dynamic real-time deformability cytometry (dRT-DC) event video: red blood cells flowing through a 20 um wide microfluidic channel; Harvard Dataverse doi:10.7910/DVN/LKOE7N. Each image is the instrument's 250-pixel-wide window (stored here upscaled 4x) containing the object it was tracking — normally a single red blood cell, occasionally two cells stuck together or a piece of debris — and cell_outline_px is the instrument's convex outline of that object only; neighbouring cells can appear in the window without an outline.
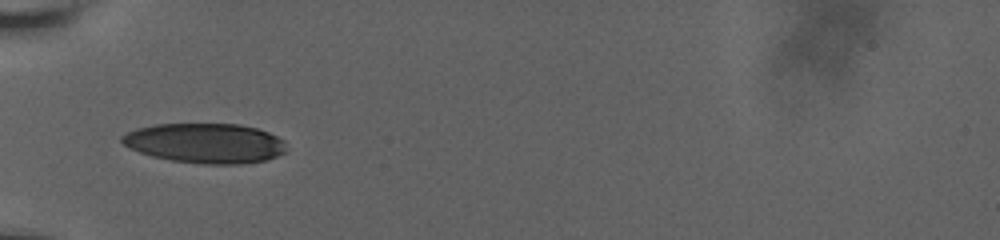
{"species": "human", "species_latin": "Homo sapiens", "temperature_condition": "room temperature", "stored_images_in_passage": 37, "camera_frame_rate_fps": 3000, "um_per_image_px": 0.085, "donor": {"sex": "male"}, "frame": {"image": 1, "passage_image": 1, "time_ms": 0.0, "image_size_px": [1000, 240], "cell_outline_px": [[284, 152], [276, 156], [264, 160], [240, 164], [204, 164], [172, 160], [152, 156], [140, 152], [124, 144], [120, 140], [120, 136], [136, 128], [156, 124], [240, 124], [256, 128], [268, 132], [284, 140]], "centroid_in_image_um": [17.43, 12.16], "position_along_channel_um": 67.6, "area_um2": 37.92}}
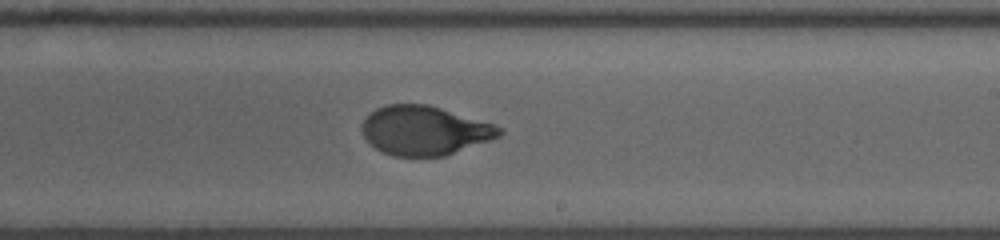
{"frame": {"image": 2, "passage_image": 16, "time_ms": 5.0, "image_size_px": [1000, 240], "cell_outline_px": [[504, 132], [500, 136], [444, 156], [392, 156], [376, 148], [364, 136], [364, 120], [376, 108], [384, 104], [428, 104], [496, 124], [504, 128]], "centroid_in_image_um": [36.14, 11.08], "position_along_channel_um": 252.9, "area_um2": 39.07}}
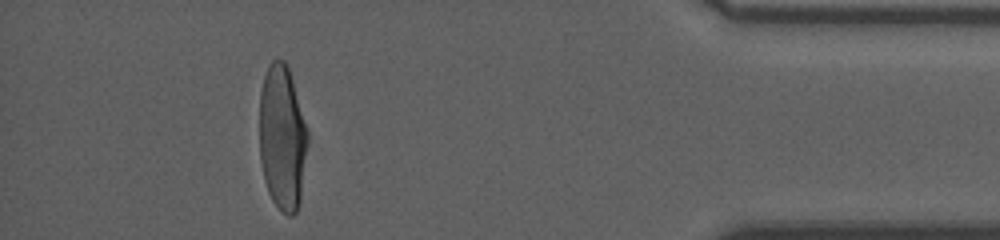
{"frame": {"image": 3, "passage_image": 32, "time_ms": 10.333, "image_size_px": [1000, 240], "cell_outline_px": [[308, 140], [300, 200], [296, 212], [292, 216], [288, 216], [272, 200], [268, 192], [264, 180], [260, 160], [260, 92], [264, 76], [268, 64], [272, 60], [284, 60], [288, 68], [292, 80], [308, 132]], "centroid_in_image_um": [23.98, 11.71], "position_along_channel_um": 411.2, "area_um2": 40.52}, "authors_computed_cell_mechanics": {"area_um2": 40.3444, "velocity_mm_per_s": 3.7952, "shape_relaxation_time_tau1_ms": 4.0564, "shape_relaxation_time_tau2_ms": null, "deformation_change_tau1": 0.1872, "deformation_change_tau2": null}}